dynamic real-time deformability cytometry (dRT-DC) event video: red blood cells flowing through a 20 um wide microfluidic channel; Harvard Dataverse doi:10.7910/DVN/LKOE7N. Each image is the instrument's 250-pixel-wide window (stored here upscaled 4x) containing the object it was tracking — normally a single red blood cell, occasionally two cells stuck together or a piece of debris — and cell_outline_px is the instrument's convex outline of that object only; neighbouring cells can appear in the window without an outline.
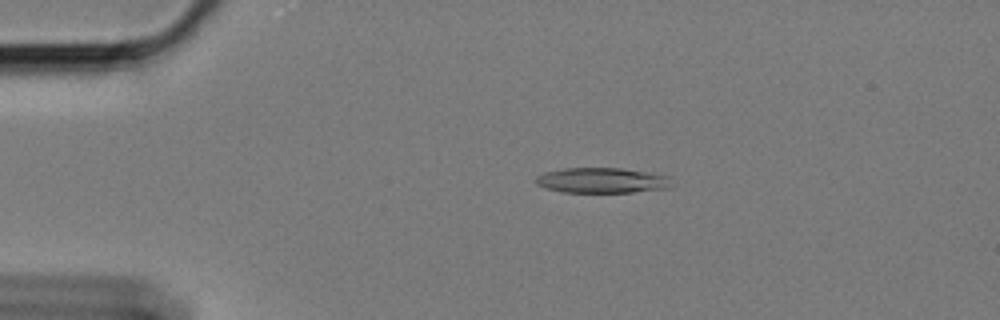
{"species": "Egyptian fruit bat (a non-hibernating species)", "species_latin": "Rousettus aegyptiacus", "temperature_condition": "cold", "stored_images_in_passage": 59, "camera_frame_rate_fps": 3000, "um_per_image_px": 0.085, "animal": {"sex": "female"}, "frame": {"image": 1, "passage_image": 12, "time_ms": 3.667, "image_size_px": [1000, 320], "cell_outline_px": [[676, 184], [672, 188], [632, 192], [564, 192], [548, 188], [536, 184], [532, 180], [536, 176], [544, 172], [564, 168], [620, 168], [668, 176]], "centroid_in_image_um": [51.19, 15.34], "position_along_channel_um": 33.8, "area_um2": 20.17}}
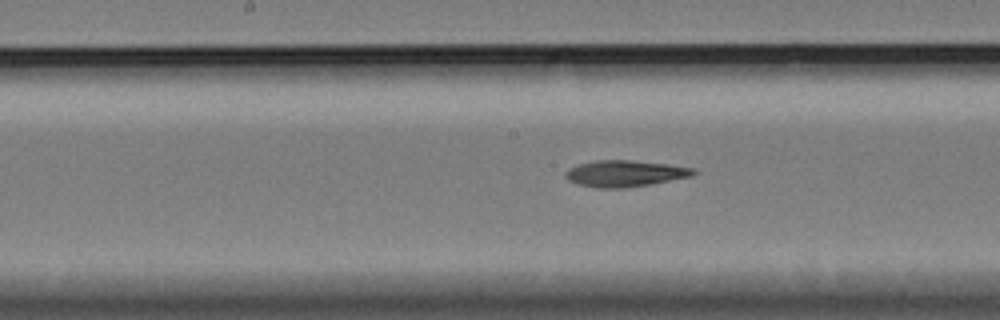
{"frame": {"image": 2, "passage_image": 30, "time_ms": 9.667, "image_size_px": [1000, 320], "cell_outline_px": [[696, 172], [692, 176], [648, 184], [624, 188], [600, 188], [580, 184], [568, 180], [564, 176], [568, 168], [580, 164], [596, 160], [632, 160], [668, 164], [692, 168]], "centroid_in_image_um": [53.1, 14.74], "position_along_channel_um": 195.1, "area_um2": 19.36}}
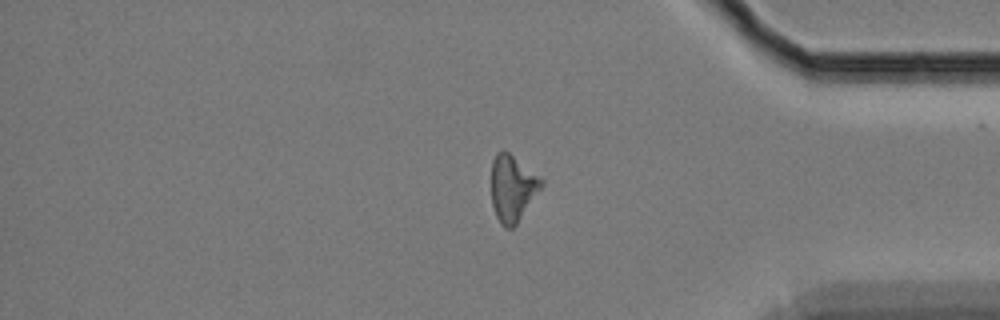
{"frame": {"image": 3, "passage_image": 49, "time_ms": 16.0, "image_size_px": [1000, 320], "cell_outline_px": [[544, 184], [516, 224], [512, 228], [504, 228], [500, 224], [496, 216], [492, 204], [492, 160], [496, 152], [504, 148], [544, 180]], "centroid_in_image_um": [43.55, 15.97], "position_along_channel_um": 391.7, "area_um2": 19.36}}